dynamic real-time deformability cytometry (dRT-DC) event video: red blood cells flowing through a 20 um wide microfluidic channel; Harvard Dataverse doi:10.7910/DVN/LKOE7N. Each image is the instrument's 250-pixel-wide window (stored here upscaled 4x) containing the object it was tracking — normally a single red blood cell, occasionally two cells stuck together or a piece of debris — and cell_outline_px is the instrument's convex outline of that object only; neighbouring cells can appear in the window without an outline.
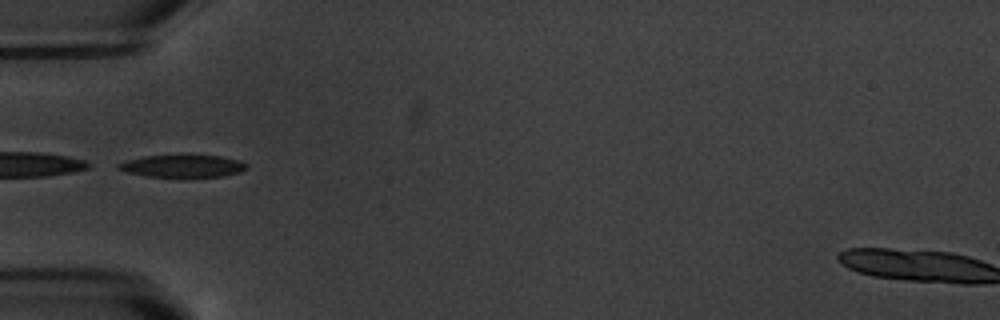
{"species": "common noctule bat (a hibernating species)", "species_latin": "Nyctalus noctula", "temperature_condition": "warm", "stored_images_in_passage": 15, "segment_of_instrument_passage": [2, 2], "camera_frame_rate_fps": 3000, "um_per_image_px": 0.085, "animal": {"sex": "male", "body_mass_g": 20.1, "forearm_length_mm": 53.5}, "frame": {"image": 1, "passage_image": 5, "time_ms": 5.333, "image_size_px": [1000, 320], "cell_outline_px": [[248, 168], [240, 172], [224, 176], [148, 176], [128, 172], [116, 168], [116, 164], [128, 160], [144, 156], [188, 152], [220, 156], [240, 160], [248, 164]], "centroid_in_image_um": [15.57, 14.05], "position_along_channel_um": 69.4, "area_um2": 17.4}}
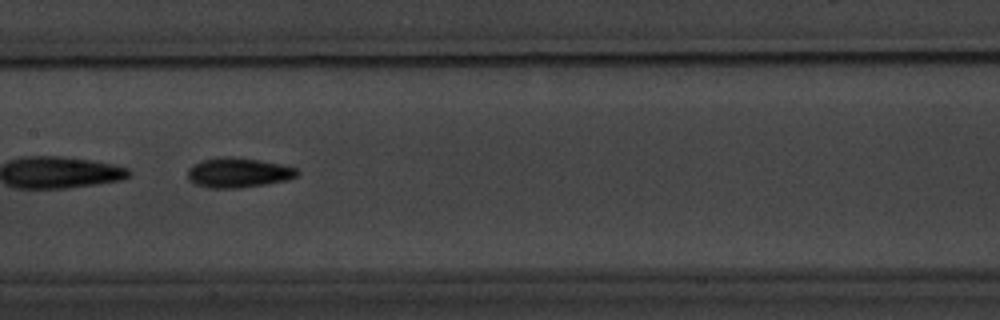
{"frame": {"image": 2, "passage_image": 8, "time_ms": 8.667, "image_size_px": [1000, 320], "cell_outline_px": [[300, 172], [296, 176], [288, 180], [240, 188], [208, 188], [196, 184], [188, 180], [188, 168], [192, 164], [200, 160], [220, 156], [232, 156], [260, 160], [280, 164], [296, 168]], "centroid_in_image_um": [20.21, 14.66], "position_along_channel_um": 187.2, "area_um2": 19.25}}
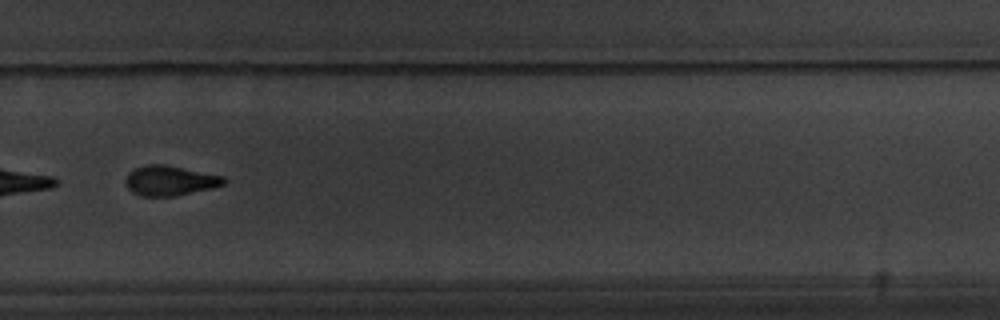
{"frame": {"image": 3, "passage_image": 11, "time_ms": 12.333, "image_size_px": [1000, 320], "cell_outline_px": [[228, 180], [224, 184], [212, 188], [176, 196], [140, 196], [132, 192], [124, 184], [124, 180], [128, 172], [144, 164], [164, 164], [224, 176]], "centroid_in_image_um": [14.42, 15.35], "position_along_channel_um": 315.4, "area_um2": 17.34}}